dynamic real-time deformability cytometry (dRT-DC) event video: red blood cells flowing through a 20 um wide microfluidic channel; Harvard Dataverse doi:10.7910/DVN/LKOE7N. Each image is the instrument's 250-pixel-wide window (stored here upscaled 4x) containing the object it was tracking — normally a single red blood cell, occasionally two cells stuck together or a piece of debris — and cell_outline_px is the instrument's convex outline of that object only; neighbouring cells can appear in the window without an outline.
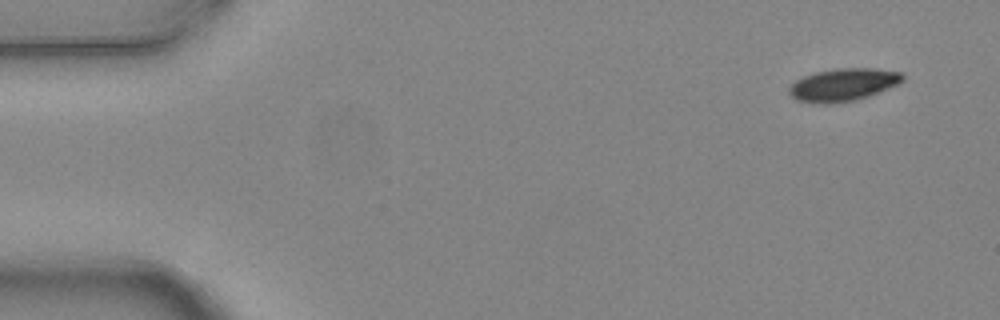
{"species": "common noctule bat (a hibernating species)", "species_latin": "Nyctalus noctula", "temperature_condition": "warm", "stored_images_in_passage": 4, "camera_frame_rate_fps": 3000, "um_per_image_px": 0.085, "animal": {"sex": "female", "body_mass_g": 24.6, "forearm_length_mm": 56.2}, "frame": {"image": 1, "passage_image": 1, "time_ms": 0.0, "image_size_px": [1000, 320], "cell_outline_px": [[904, 80], [888, 88], [868, 96], [852, 100], [828, 104], [820, 104], [796, 100], [788, 92], [788, 88], [796, 80], [804, 76], [816, 72], [836, 68], [872, 68], [900, 72], [904, 76]], "centroid_in_image_um": [71.64, 7.2], "position_along_channel_um": 13.4, "area_um2": 21.39}}
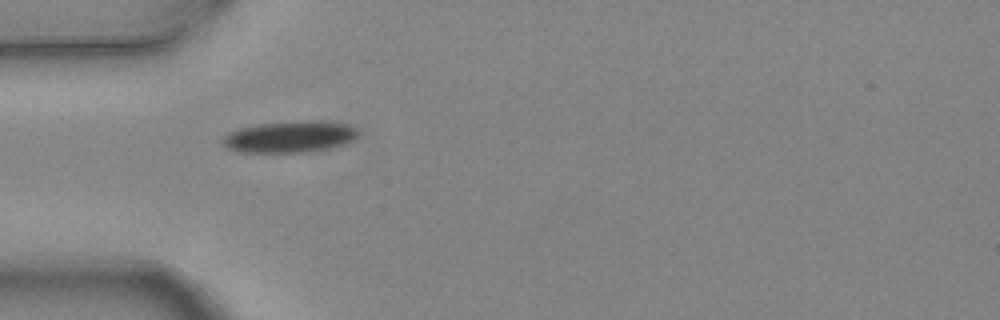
{"frame": {"image": 2, "passage_image": 4, "time_ms": 1.0, "image_size_px": [1000, 320], "cell_outline_px": [[360, 132], [352, 140], [344, 144], [328, 148], [304, 152], [240, 152], [228, 148], [224, 144], [224, 136], [228, 132], [240, 128], [260, 124], [312, 120], [316, 120], [344, 124], [356, 128]], "centroid_in_image_um": [24.64, 11.63], "position_along_channel_um": 60.4, "area_um2": 24.45}}